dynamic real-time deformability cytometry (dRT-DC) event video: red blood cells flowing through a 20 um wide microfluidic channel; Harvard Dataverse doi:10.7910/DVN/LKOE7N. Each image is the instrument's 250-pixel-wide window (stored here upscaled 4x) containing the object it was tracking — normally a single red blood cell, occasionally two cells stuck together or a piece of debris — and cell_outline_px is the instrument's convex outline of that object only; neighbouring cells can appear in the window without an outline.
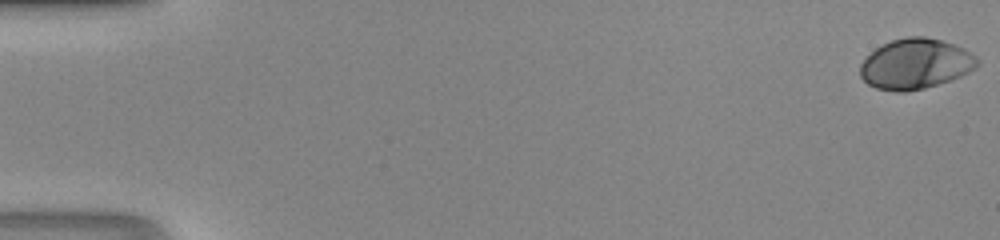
{"species": "human", "species_latin": "Homo sapiens", "temperature_condition": "room temperature", "stored_images_in_passage": 49, "camera_frame_rate_fps": 3000, "um_per_image_px": 0.085, "donor": {"sex": "male"}, "frame": {"image": 1, "passage_image": 1, "time_ms": 0.0, "image_size_px": [1000, 240], "cell_outline_px": [[980, 64], [976, 68], [952, 80], [924, 88], [904, 92], [896, 92], [876, 88], [868, 84], [860, 76], [860, 64], [876, 48], [892, 40], [908, 36], [924, 36], [944, 40], [968, 52], [980, 60]], "centroid_in_image_um": [77.82, 5.44], "position_along_channel_um": 7.2, "area_um2": 34.22}}
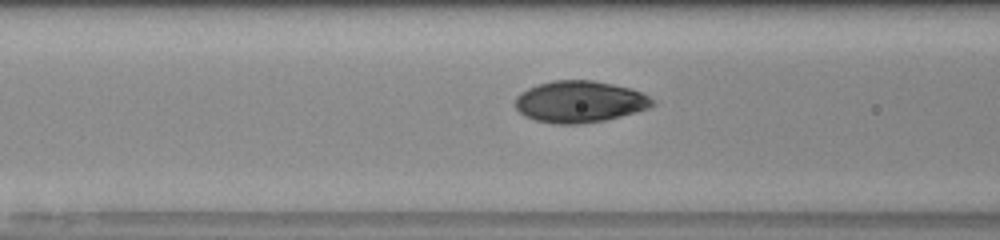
{"frame": {"image": 2, "passage_image": 21, "time_ms": 6.667, "image_size_px": [1000, 240], "cell_outline_px": [[656, 104], [648, 108], [636, 112], [604, 120], [580, 124], [556, 124], [536, 120], [524, 116], [516, 108], [516, 96], [520, 92], [536, 84], [552, 80], [592, 80], [632, 88], [656, 100]], "centroid_in_image_um": [49.27, 8.64], "position_along_channel_um": 117.3, "area_um2": 33.41}}
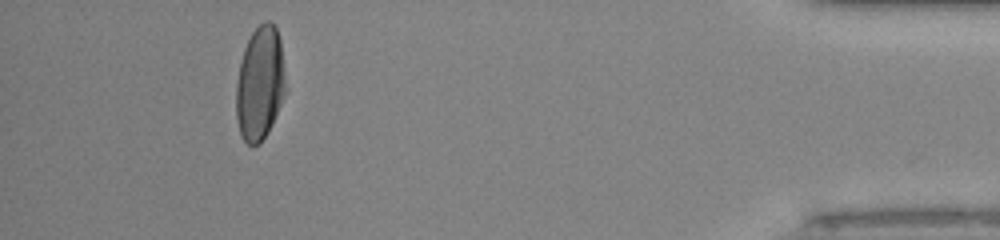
{"frame": {"image": 3, "passage_image": 45, "time_ms": 14.667, "image_size_px": [1000, 240], "cell_outline_px": [[284, 96], [272, 124], [268, 132], [260, 144], [248, 144], [240, 136], [236, 116], [236, 84], [240, 64], [244, 48], [252, 32], [264, 20], [268, 20], [276, 28], [280, 40], [284, 76]], "centroid_in_image_um": [22.07, 7.11], "position_along_channel_um": 413.1, "area_um2": 32.48}}